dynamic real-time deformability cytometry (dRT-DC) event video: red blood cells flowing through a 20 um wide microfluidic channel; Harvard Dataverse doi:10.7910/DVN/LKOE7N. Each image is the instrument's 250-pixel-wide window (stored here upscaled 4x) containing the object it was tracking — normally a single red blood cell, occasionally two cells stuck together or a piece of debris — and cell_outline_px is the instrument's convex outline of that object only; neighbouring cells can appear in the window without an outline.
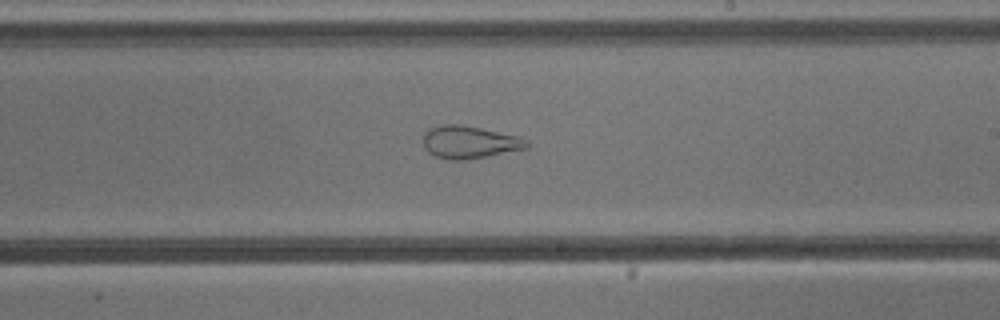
{"species": "common noctule bat (a hibernating species)", "species_latin": "Nyctalus noctula", "temperature_condition": "cold", "stored_images_in_passage": 53, "camera_frame_rate_fps": 3000, "um_per_image_px": 0.085, "animal": {"sex": "male", "body_mass_g": 13.3}, "frame": {"image": 1, "passage_image": 31, "time_ms": 10.0, "image_size_px": [1000, 320], "cell_outline_px": [[532, 144], [528, 148], [488, 156], [460, 160], [452, 160], [436, 156], [428, 152], [424, 148], [424, 136], [428, 128], [440, 124], [460, 124], [480, 128], [516, 136], [528, 140]], "centroid_in_image_um": [39.91, 12.08], "position_along_channel_um": 249.1, "area_um2": 19.59}}
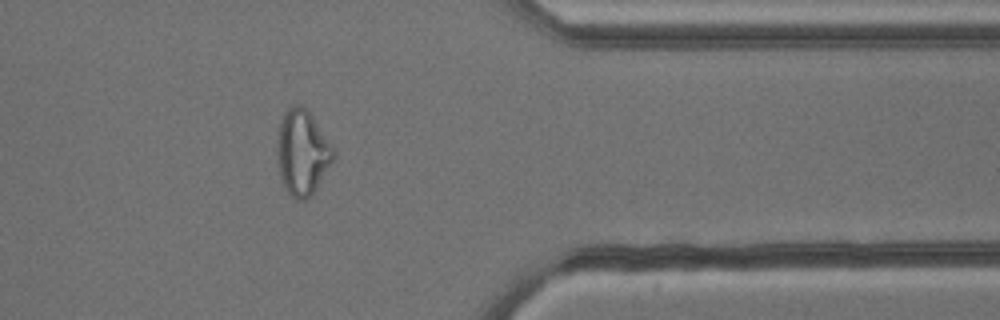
{"frame": {"image": 2, "passage_image": 43, "time_ms": 14.0, "image_size_px": [1000, 320], "cell_outline_px": [[336, 156], [312, 196], [304, 200], [296, 200], [284, 188], [280, 176], [276, 156], [276, 144], [280, 124], [284, 112], [292, 104], [300, 104], [312, 116], [336, 152]], "centroid_in_image_um": [25.68, 12.99], "position_along_channel_um": 385.7, "area_um2": 28.09}}
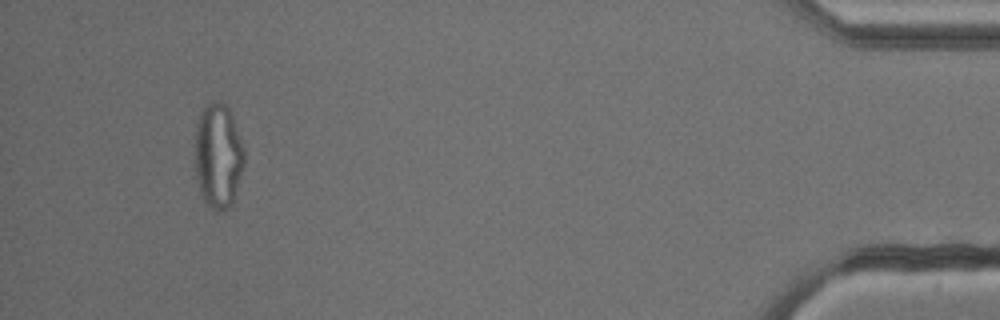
{"frame": {"image": 3, "passage_image": 50, "time_ms": 16.333, "image_size_px": [1000, 320], "cell_outline_px": [[244, 164], [232, 208], [224, 212], [216, 212], [204, 200], [200, 192], [192, 160], [196, 124], [200, 112], [204, 104], [212, 100], [216, 100], [224, 104], [228, 108], [232, 116], [244, 148]], "centroid_in_image_um": [18.5, 13.26], "position_along_channel_um": 416.7, "area_um2": 31.15}, "authors_computed_cell_mechanics": {"area_um2": 28.0908, "velocity_mm_per_s": 3.8199, "shape_relaxation_time_tau1_ms": null, "shape_relaxation_time_tau2_ms": 1.137, "deformation_change_tau1": null, "deformation_change_tau2": 0.0835}}